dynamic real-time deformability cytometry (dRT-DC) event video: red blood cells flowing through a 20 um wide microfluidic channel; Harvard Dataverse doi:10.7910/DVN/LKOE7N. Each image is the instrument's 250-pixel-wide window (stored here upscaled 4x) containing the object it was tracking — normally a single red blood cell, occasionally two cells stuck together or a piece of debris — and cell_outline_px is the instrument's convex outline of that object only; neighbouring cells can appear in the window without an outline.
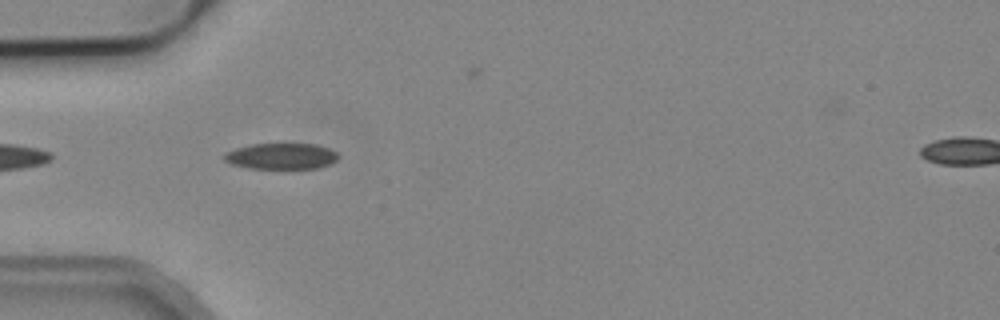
{"species": "common noctule bat (a hibernating species)", "species_latin": "Nyctalus noctula", "temperature_condition": "cold", "stored_images_in_passage": 8, "camera_frame_rate_fps": 3000, "um_per_image_px": 0.085, "animal": {"sex": "male", "body_mass_g": 19.2, "forearm_length_mm": 51.8}, "frame": {"image": 1, "passage_image": 4, "time_ms": 3.333, "image_size_px": [1000, 320], "cell_outline_px": [[340, 156], [336, 160], [328, 164], [316, 168], [284, 172], [248, 168], [232, 164], [224, 160], [224, 152], [236, 148], [252, 144], [316, 144], [328, 148], [336, 152]], "centroid_in_image_um": [23.9, 13.33], "position_along_channel_um": 61.1, "area_um2": 18.15}}
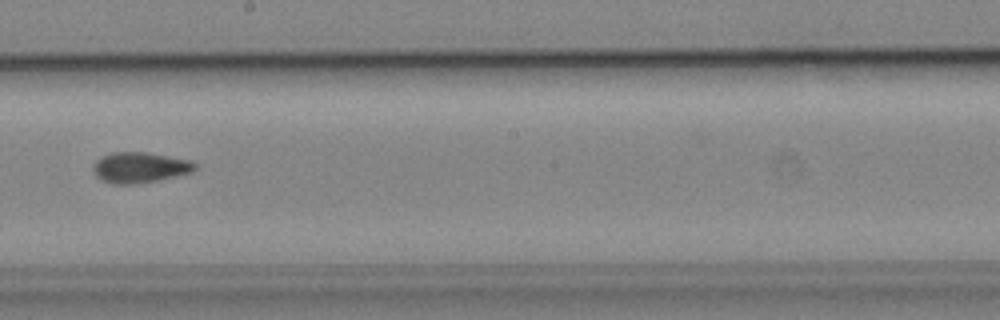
{"frame": {"image": 2, "passage_image": 8, "time_ms": 8.0, "image_size_px": [1000, 320], "cell_outline_px": [[196, 168], [192, 172], [160, 180], [132, 184], [112, 184], [96, 176], [92, 168], [96, 160], [100, 156], [112, 152], [148, 152], [192, 160], [196, 164]], "centroid_in_image_um": [11.89, 14.22], "position_along_channel_um": 236.3, "area_um2": 18.32}}